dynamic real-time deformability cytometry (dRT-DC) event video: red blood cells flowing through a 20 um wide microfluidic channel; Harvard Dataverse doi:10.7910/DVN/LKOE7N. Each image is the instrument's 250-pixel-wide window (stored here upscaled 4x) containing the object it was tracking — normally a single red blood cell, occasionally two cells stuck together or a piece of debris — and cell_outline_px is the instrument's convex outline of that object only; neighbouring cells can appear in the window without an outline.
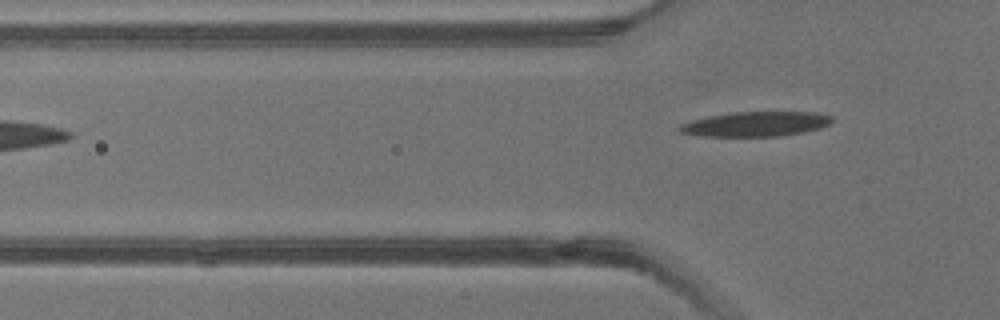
{"species": "common noctule bat (a hibernating species)", "species_latin": "Nyctalus noctula", "temperature_condition": "warm", "stored_images_in_passage": 4, "camera_frame_rate_fps": 3000, "um_per_image_px": 0.085, "animal": {"sex": "male", "body_mass_g": 13.3}, "frame": {"image": 1, "passage_image": 4, "time_ms": 4.333, "image_size_px": [1000, 320], "cell_outline_px": [[832, 120], [828, 124], [820, 128], [804, 132], [780, 136], [704, 136], [680, 132], [676, 128], [680, 124], [692, 120], [708, 116], [732, 112], [816, 112], [832, 116]], "centroid_in_image_um": [64.22, 10.54], "position_along_channel_um": 61.6, "area_um2": 21.96}}